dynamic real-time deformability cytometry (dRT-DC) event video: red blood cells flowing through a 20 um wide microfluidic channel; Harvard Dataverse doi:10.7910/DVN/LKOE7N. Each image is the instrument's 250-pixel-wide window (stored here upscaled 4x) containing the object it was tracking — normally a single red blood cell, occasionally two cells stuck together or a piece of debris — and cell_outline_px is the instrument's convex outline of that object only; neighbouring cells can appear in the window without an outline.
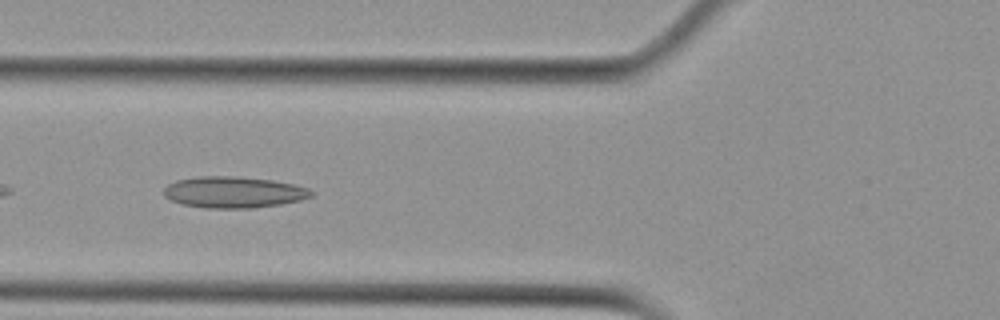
{"species": "Egyptian fruit bat (a non-hibernating species)", "species_latin": "Rousettus aegyptiacus", "temperature_condition": "cold", "stored_images_in_passage": 37, "camera_frame_rate_fps": 3000, "um_per_image_px": 0.085, "animal": {"sex": "female"}, "frame": {"image": 1, "passage_image": 5, "time_ms": 1.333, "image_size_px": [1000, 320], "cell_outline_px": [[316, 192], [312, 196], [300, 200], [280, 204], [252, 208], [204, 208], [184, 204], [172, 200], [164, 196], [164, 188], [168, 184], [176, 180], [200, 176], [236, 176], [272, 180], [292, 184], [308, 188]], "centroid_in_image_um": [19.87, 16.33], "position_along_channel_um": 105.9, "area_um2": 26.88}}
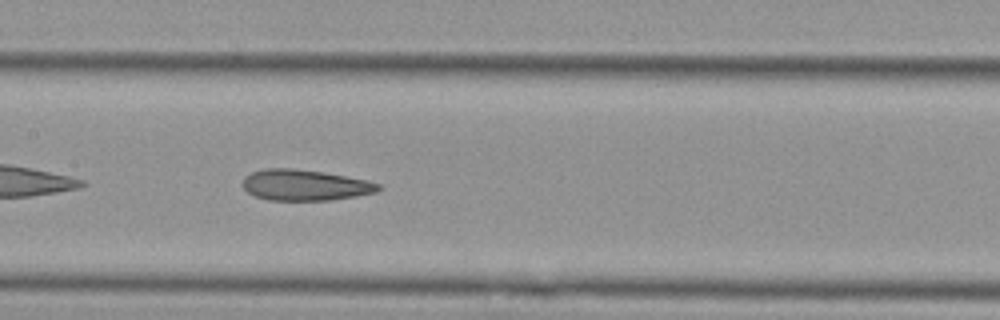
{"frame": {"image": 2, "passage_image": 11, "time_ms": 3.333, "image_size_px": [1000, 320], "cell_outline_px": [[384, 188], [376, 192], [356, 196], [328, 200], [268, 200], [256, 196], [248, 192], [244, 188], [244, 176], [252, 172], [264, 168], [292, 168], [324, 172], [368, 180], [380, 184]], "centroid_in_image_um": [25.95, 15.72], "position_along_channel_um": 181.4, "area_um2": 24.45}}
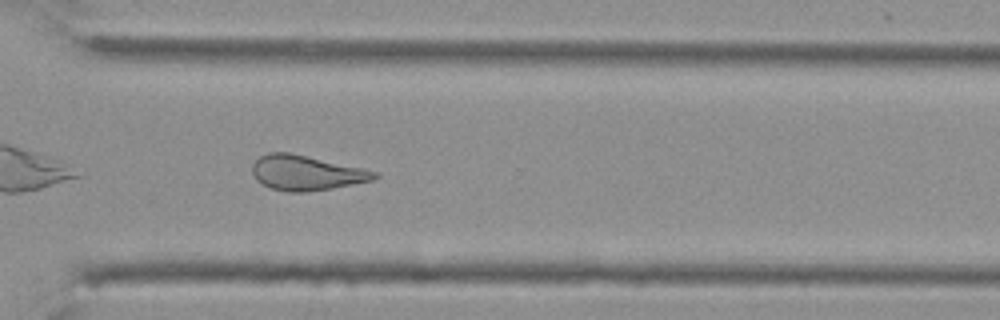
{"frame": {"image": 3, "passage_image": 24, "time_ms": 7.667, "image_size_px": [1000, 320], "cell_outline_px": [[380, 176], [372, 180], [332, 188], [304, 192], [288, 192], [272, 188], [256, 180], [252, 172], [252, 164], [260, 156], [268, 152], [288, 152], [380, 172]], "centroid_in_image_um": [26.02, 14.69], "position_along_channel_um": 344.6, "area_um2": 24.62}}